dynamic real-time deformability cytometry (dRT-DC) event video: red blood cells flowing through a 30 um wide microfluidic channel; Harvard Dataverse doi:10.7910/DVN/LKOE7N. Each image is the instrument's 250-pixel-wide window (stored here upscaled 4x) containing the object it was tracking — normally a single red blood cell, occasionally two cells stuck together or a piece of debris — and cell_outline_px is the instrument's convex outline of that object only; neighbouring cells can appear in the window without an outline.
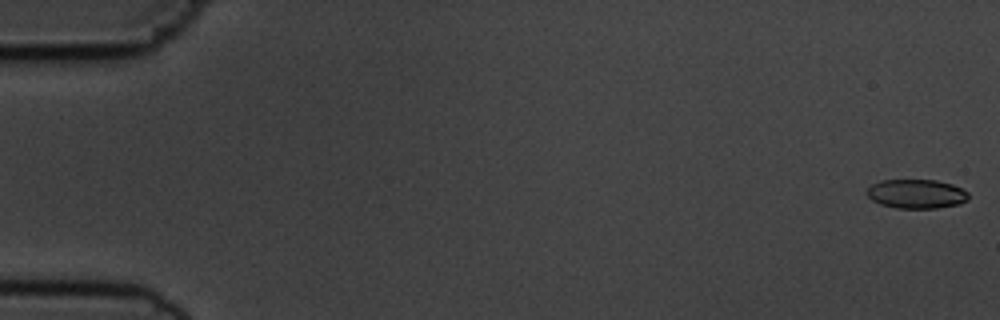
{"species": "common noctule bat (a hibernating species)", "species_latin": "Nyctalus noctula", "temperature_condition": "cold", "stored_images_in_passage": 55, "camera_frame_rate_fps": 3000, "um_per_image_px": 0.085, "animal": {"sex": "male", "body_mass_g": 19.5, "forearm_length_mm": 54.6}, "frame": {"image": 1, "passage_image": 1, "time_ms": 0.0, "image_size_px": [1000, 320], "cell_outline_px": [[968, 200], [960, 204], [936, 208], [896, 208], [880, 204], [872, 200], [864, 192], [872, 184], [880, 180], [936, 180], [952, 184], [968, 192]], "centroid_in_image_um": [77.88, 16.48], "position_along_channel_um": 7.1, "area_um2": 17.34}}
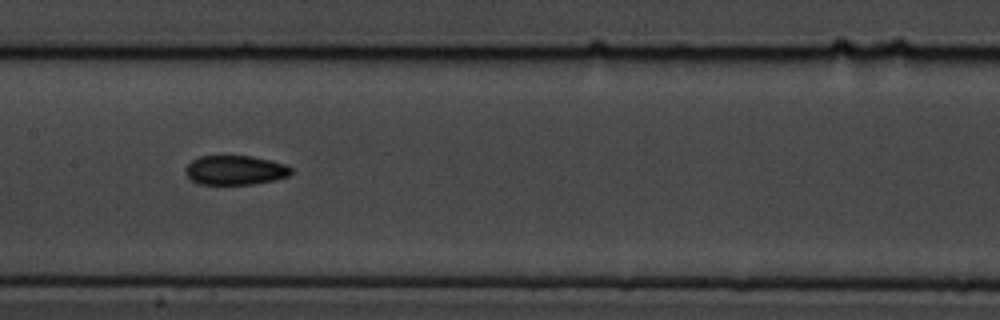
{"frame": {"image": 2, "passage_image": 28, "time_ms": 9.0, "image_size_px": [1000, 320], "cell_outline_px": [[292, 172], [288, 176], [276, 180], [252, 184], [196, 184], [184, 172], [184, 168], [192, 160], [200, 156], [252, 156], [272, 160], [284, 164], [292, 168]], "centroid_in_image_um": [19.99, 14.46], "position_along_channel_um": 187.4, "area_um2": 18.21}}
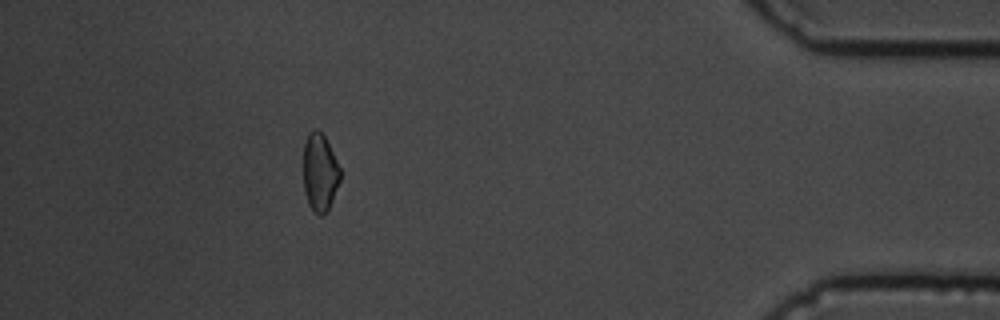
{"frame": {"image": 3, "passage_image": 50, "time_ms": 16.333, "image_size_px": [1000, 320], "cell_outline_px": [[340, 180], [332, 200], [328, 208], [320, 216], [312, 212], [308, 204], [304, 192], [304, 144], [308, 132], [316, 128], [324, 136], [340, 168]], "centroid_in_image_um": [27.17, 14.67], "position_along_channel_um": 408.0, "area_um2": 16.53}, "authors_computed_cell_mechanics": {"area_um2": 18.0914, "velocity_mm_per_s": 3.667, "shape_relaxation_time_tau1_ms": 8.5989, "shape_relaxation_time_tau2_ms": 6.4218, "deformation_change_tau1": 0.1416, "deformation_change_tau2": 0.1255}}